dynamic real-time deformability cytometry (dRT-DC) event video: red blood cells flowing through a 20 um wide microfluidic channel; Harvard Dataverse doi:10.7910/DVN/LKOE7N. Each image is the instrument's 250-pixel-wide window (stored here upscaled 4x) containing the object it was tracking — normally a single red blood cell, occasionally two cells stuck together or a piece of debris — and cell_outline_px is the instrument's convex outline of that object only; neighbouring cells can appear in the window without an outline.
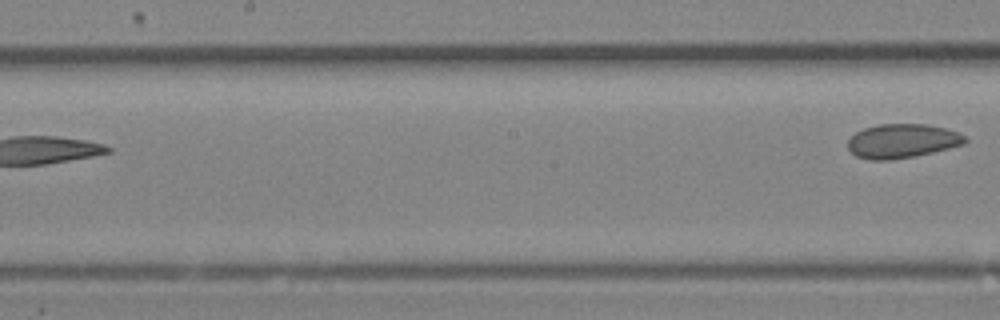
{"species": "Egyptian fruit bat (a non-hibernating species)", "species_latin": "Rousettus aegyptiacus", "temperature_condition": "room temperature", "stored_images_in_passage": 9, "segment_of_instrument_passage": [2, 2], "camera_frame_rate_fps": 3000, "um_per_image_px": 0.085, "animal": {"sex": "female"}, "frame": {"image": 1, "passage_image": 9, "time_ms": 2.667, "image_size_px": [1000, 320], "cell_outline_px": [[968, 140], [964, 144], [932, 152], [892, 160], [868, 160], [856, 156], [848, 148], [848, 140], [856, 132], [864, 128], [880, 124], [924, 124], [944, 128], [960, 132]], "centroid_in_image_um": [76.67, 11.98], "position_along_channel_um": 171.5, "area_um2": 23.18}}